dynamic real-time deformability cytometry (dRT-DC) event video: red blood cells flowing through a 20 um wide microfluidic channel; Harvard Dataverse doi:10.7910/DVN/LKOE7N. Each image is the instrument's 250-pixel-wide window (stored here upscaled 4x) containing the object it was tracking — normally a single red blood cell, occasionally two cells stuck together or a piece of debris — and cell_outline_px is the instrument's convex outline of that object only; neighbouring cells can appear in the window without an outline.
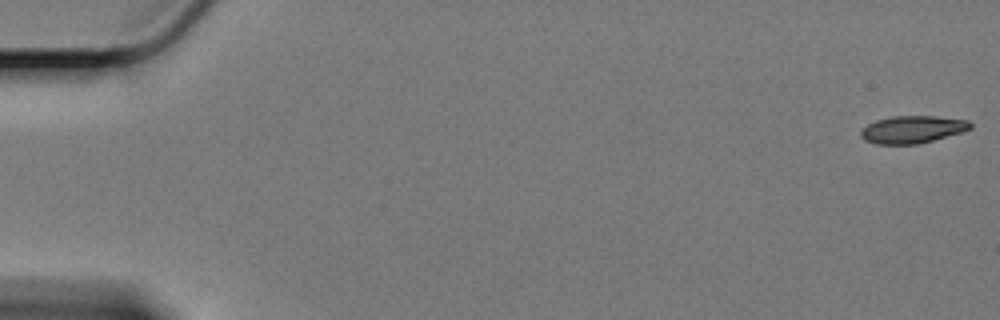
{"species": "Egyptian fruit bat (a non-hibernating species)", "species_latin": "Rousettus aegyptiacus", "temperature_condition": "cold", "stored_images_in_passage": 10, "camera_frame_rate_fps": 3000, "um_per_image_px": 0.085, "animal": {"sex": "female"}, "frame": {"image": 1, "passage_image": 1, "time_ms": 0.0, "image_size_px": [1000, 320], "cell_outline_px": [[972, 128], [960, 132], [932, 140], [916, 144], [876, 144], [864, 140], [860, 136], [860, 132], [868, 124], [876, 120], [892, 116], [936, 116], [968, 120], [972, 124]], "centroid_in_image_um": [77.53, 10.99], "position_along_channel_um": 7.5, "area_um2": 17.34}}